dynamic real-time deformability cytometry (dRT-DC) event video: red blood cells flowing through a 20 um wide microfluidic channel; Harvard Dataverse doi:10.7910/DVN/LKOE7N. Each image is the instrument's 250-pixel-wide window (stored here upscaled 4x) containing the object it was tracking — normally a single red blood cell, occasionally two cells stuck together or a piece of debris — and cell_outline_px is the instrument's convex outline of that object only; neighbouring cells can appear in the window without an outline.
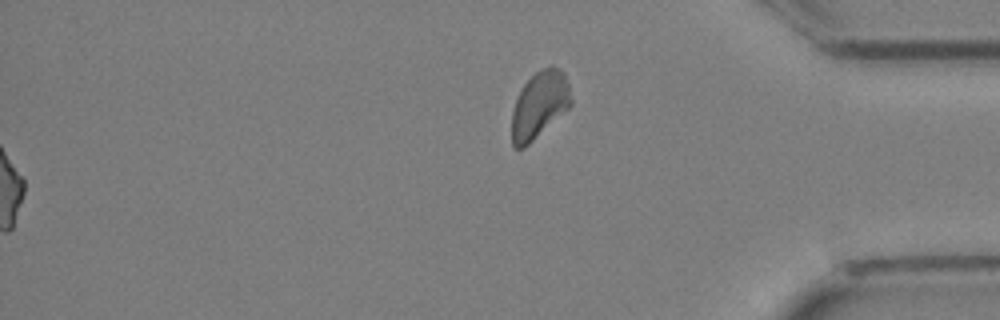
{"species": "Egyptian fruit bat (a non-hibernating species)", "species_latin": "Rousettus aegyptiacus", "temperature_condition": "cold", "stored_images_in_passage": 35, "segment_of_instrument_passage": [2, 2], "camera_frame_rate_fps": 3000, "um_per_image_px": 0.085, "animal": {"sex": "female"}, "frame": {"image": 1, "passage_image": 35, "time_ms": 11.333, "image_size_px": [1000, 320], "cell_outline_px": [[572, 104], [568, 108], [524, 148], [512, 148], [512, 112], [516, 100], [524, 84], [540, 68], [552, 64], [560, 68], [564, 72], [568, 84], [572, 100]], "centroid_in_image_um": [45.86, 8.88], "position_along_channel_um": 389.3, "area_um2": 22.95}}